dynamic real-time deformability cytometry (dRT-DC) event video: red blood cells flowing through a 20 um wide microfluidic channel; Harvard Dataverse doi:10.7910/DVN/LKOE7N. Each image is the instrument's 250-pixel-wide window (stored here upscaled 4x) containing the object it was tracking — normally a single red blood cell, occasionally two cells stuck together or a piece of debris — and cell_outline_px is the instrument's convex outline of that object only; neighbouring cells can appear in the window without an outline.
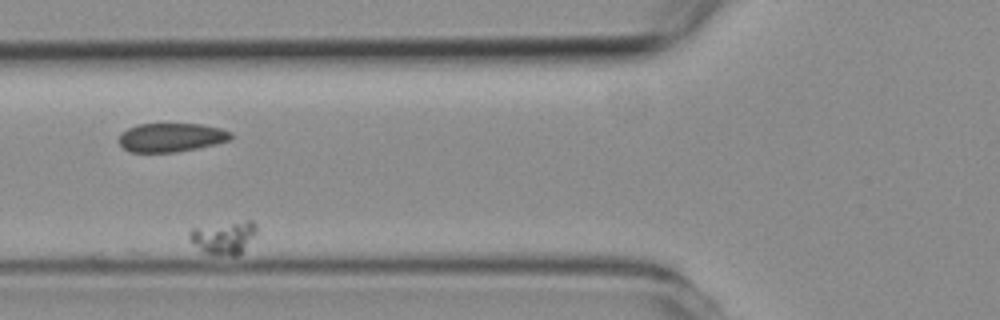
{"species": "common noctule bat (a hibernating species)", "species_latin": "Nyctalus noctula", "temperature_condition": "room temperature", "stored_images_in_passage": 6, "camera_frame_rate_fps": 3000, "um_per_image_px": 0.085, "animal": {"sex": "female", "body_mass_g": 19.3, "forearm_length_mm": 54.1}, "frame": {"image": 1, "passage_image": 2, "time_ms": 1.667, "image_size_px": [1000, 320], "cell_outline_px": [[256, 232], [240, 252], [236, 256], [216, 256], [204, 252], [188, 236], [188, 232], [192, 228], [248, 220], [252, 220], [256, 224]], "centroid_in_image_um": [19.01, 20.19], "position_along_channel_um": 106.8, "area_um2": 12.48}}
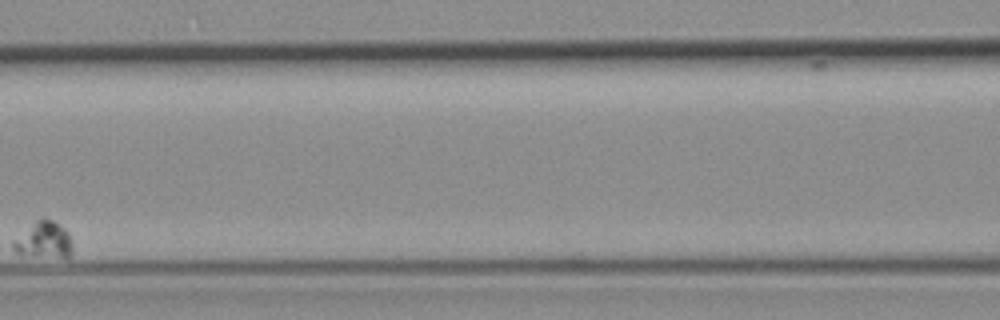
{"frame": {"image": 2, "passage_image": 4, "time_ms": 4.0, "image_size_px": [1000, 320], "cell_outline_px": [[72, 252], [68, 260], [20, 256], [12, 248], [12, 240], [36, 220], [44, 216], [52, 220], [64, 228], [68, 232], [72, 240]], "centroid_in_image_um": [3.73, 20.47], "position_along_channel_um": 162.9, "area_um2": 13.47}}
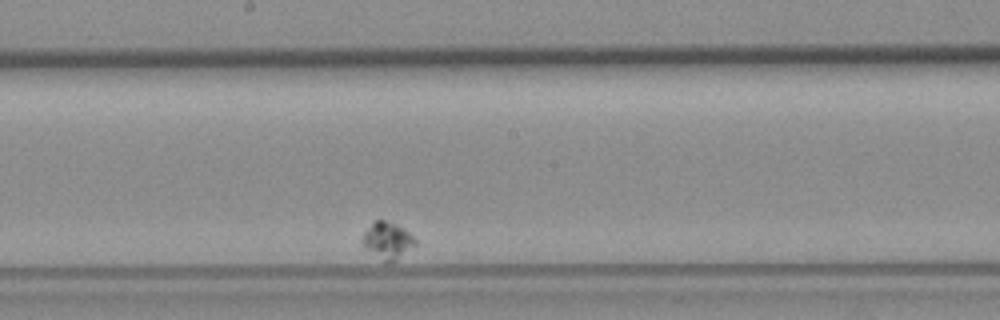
{"frame": {"image": 3, "passage_image": 6, "time_ms": 6.0, "image_size_px": [1000, 320], "cell_outline_px": [[416, 244], [396, 260], [388, 264], [364, 248], [360, 240], [364, 232], [376, 220], [384, 220], [396, 224], [404, 228], [416, 240]], "centroid_in_image_um": [32.91, 20.46], "position_along_channel_um": 215.3, "area_um2": 11.27}}